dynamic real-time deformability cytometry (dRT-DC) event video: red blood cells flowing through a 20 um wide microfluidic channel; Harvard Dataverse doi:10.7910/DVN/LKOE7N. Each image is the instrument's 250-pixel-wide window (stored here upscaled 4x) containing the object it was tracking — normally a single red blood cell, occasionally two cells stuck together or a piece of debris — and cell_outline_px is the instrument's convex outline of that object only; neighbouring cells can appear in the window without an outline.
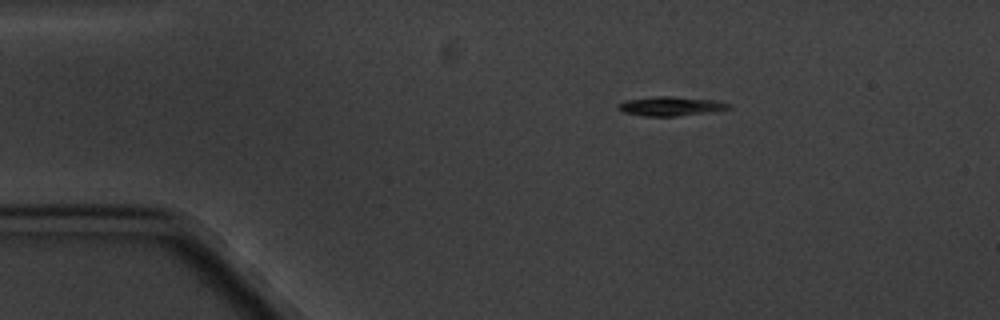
{"species": "common noctule bat (a hibernating species)", "species_latin": "Nyctalus noctula", "temperature_condition": "cold", "stored_images_in_passage": 4, "camera_frame_rate_fps": 3000, "um_per_image_px": 0.085, "animal": {"sex": "male", "body_mass_g": 20.1, "forearm_length_mm": 53.5}, "frame": {"image": 1, "passage_image": 2, "time_ms": 1.333, "image_size_px": [1000, 320], "cell_outline_px": [[732, 108], [676, 116], [644, 116], [624, 112], [616, 108], [616, 104], [624, 100], [652, 96], [672, 96], [716, 100], [732, 104]], "centroid_in_image_um": [56.95, 9.01], "position_along_channel_um": 28.0, "area_um2": 12.43}}
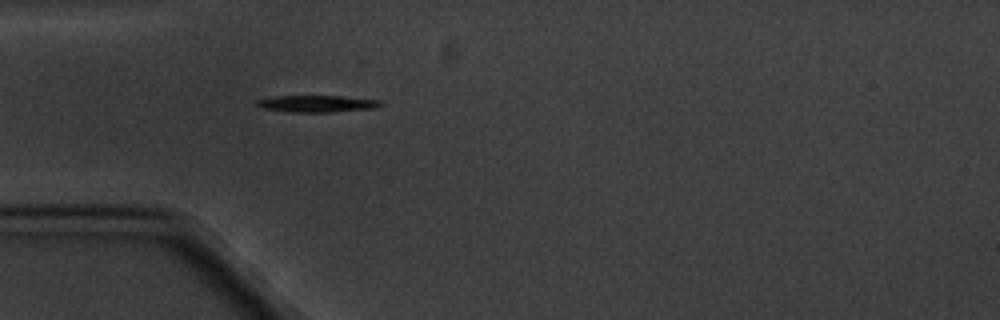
{"frame": {"image": 2, "passage_image": 4, "time_ms": 3.667, "image_size_px": [1000, 320], "cell_outline_px": [[384, 104], [376, 108], [332, 112], [292, 112], [260, 108], [256, 104], [256, 100], [276, 96], [340, 96], [380, 100]], "centroid_in_image_um": [26.96, 8.82], "position_along_channel_um": 58.0, "area_um2": 12.14}}